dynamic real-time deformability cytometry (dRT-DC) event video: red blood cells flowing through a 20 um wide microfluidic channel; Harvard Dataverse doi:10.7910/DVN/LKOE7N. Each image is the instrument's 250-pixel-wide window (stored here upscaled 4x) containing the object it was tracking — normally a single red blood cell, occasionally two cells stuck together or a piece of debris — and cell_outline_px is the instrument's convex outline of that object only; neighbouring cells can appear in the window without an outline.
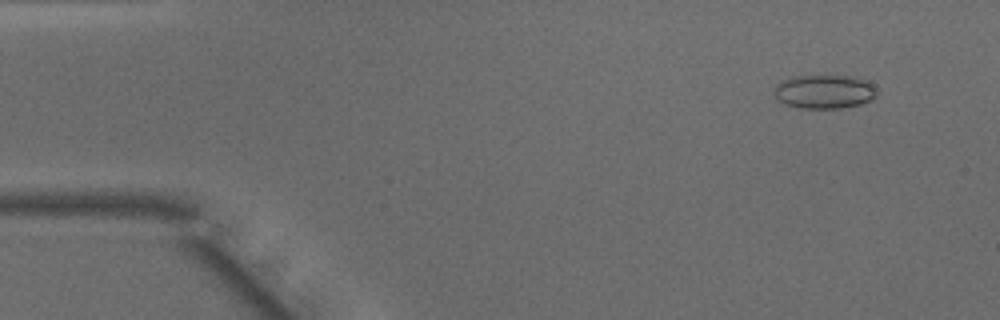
{"species": "common noctule bat (a hibernating species)", "species_latin": "Nyctalus noctula", "temperature_condition": "warm", "stored_images_in_passage": 48, "camera_frame_rate_fps": 3000, "um_per_image_px": 0.085, "animal": {"sex": "male", "body_mass_g": 15.6}, "frame": {"image": 1, "passage_image": 4, "time_ms": 1.0, "image_size_px": [1000, 320], "cell_outline_px": [[876, 96], [872, 100], [860, 104], [840, 108], [800, 108], [784, 104], [776, 100], [772, 92], [776, 84], [784, 80], [796, 76], [856, 76], [868, 80], [876, 88]], "centroid_in_image_um": [70.06, 7.79], "position_along_channel_um": 14.9, "area_um2": 20.52}}
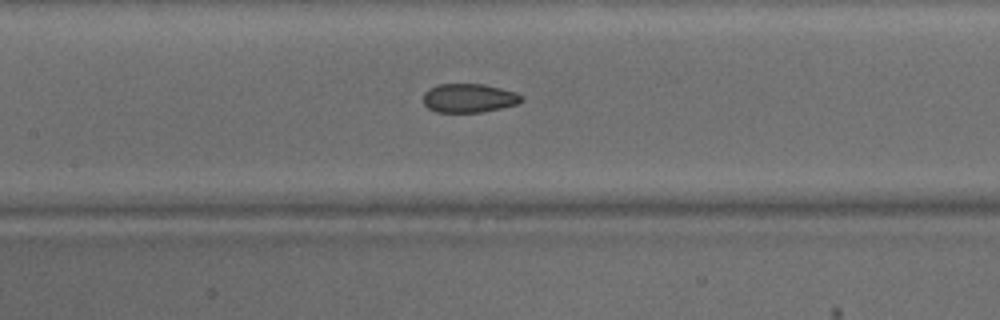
{"frame": {"image": 2, "passage_image": 22, "time_ms": 7.0, "image_size_px": [1000, 320], "cell_outline_px": [[524, 100], [516, 104], [484, 112], [436, 112], [428, 108], [424, 104], [424, 92], [428, 88], [436, 84], [484, 84], [516, 92], [524, 96]], "centroid_in_image_um": [39.86, 8.33], "position_along_channel_um": 167.5, "area_um2": 16.65}}
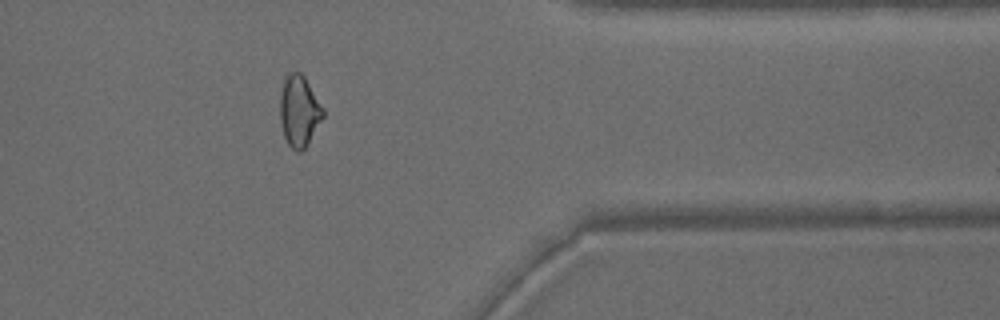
{"frame": {"image": 3, "passage_image": 39, "time_ms": 12.667, "image_size_px": [1000, 320], "cell_outline_px": [[324, 116], [304, 148], [300, 152], [296, 152], [288, 144], [284, 136], [280, 120], [280, 92], [284, 80], [288, 72], [300, 72], [304, 76], [324, 108]], "centroid_in_image_um": [25.42, 9.41], "position_along_channel_um": 386.0, "area_um2": 17.74}, "authors_computed_cell_mechanics": {"area_um2": 18.207, "velocity_mm_per_s": 4.1602, "shape_relaxation_time_tau1_ms": null, "shape_relaxation_time_tau2_ms": 1.7205, "deformation_change_tau1": null, "deformation_change_tau2": 0.0682}}